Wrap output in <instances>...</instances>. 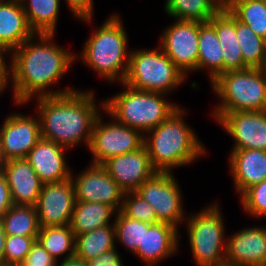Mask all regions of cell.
Masks as SVG:
<instances>
[{"instance_id": "cell-38", "label": "cell", "mask_w": 266, "mask_h": 266, "mask_svg": "<svg viewBox=\"0 0 266 266\" xmlns=\"http://www.w3.org/2000/svg\"><path fill=\"white\" fill-rule=\"evenodd\" d=\"M67 7L76 19L90 23L94 20L93 0H65Z\"/></svg>"}, {"instance_id": "cell-46", "label": "cell", "mask_w": 266, "mask_h": 266, "mask_svg": "<svg viewBox=\"0 0 266 266\" xmlns=\"http://www.w3.org/2000/svg\"><path fill=\"white\" fill-rule=\"evenodd\" d=\"M14 266H26V265L24 263H20V264L14 265Z\"/></svg>"}, {"instance_id": "cell-5", "label": "cell", "mask_w": 266, "mask_h": 266, "mask_svg": "<svg viewBox=\"0 0 266 266\" xmlns=\"http://www.w3.org/2000/svg\"><path fill=\"white\" fill-rule=\"evenodd\" d=\"M121 85L125 89L104 99L100 107L108 117L139 130L143 135L179 108V105L165 99L167 94L137 90L124 83Z\"/></svg>"}, {"instance_id": "cell-2", "label": "cell", "mask_w": 266, "mask_h": 266, "mask_svg": "<svg viewBox=\"0 0 266 266\" xmlns=\"http://www.w3.org/2000/svg\"><path fill=\"white\" fill-rule=\"evenodd\" d=\"M35 98L42 138L69 150L81 143L88 148L95 121L102 113L93 90Z\"/></svg>"}, {"instance_id": "cell-3", "label": "cell", "mask_w": 266, "mask_h": 266, "mask_svg": "<svg viewBox=\"0 0 266 266\" xmlns=\"http://www.w3.org/2000/svg\"><path fill=\"white\" fill-rule=\"evenodd\" d=\"M184 113L180 106L144 135V145L157 172H172L174 168L191 164L207 151L195 130L185 123Z\"/></svg>"}, {"instance_id": "cell-44", "label": "cell", "mask_w": 266, "mask_h": 266, "mask_svg": "<svg viewBox=\"0 0 266 266\" xmlns=\"http://www.w3.org/2000/svg\"><path fill=\"white\" fill-rule=\"evenodd\" d=\"M3 163H4V159L2 158L1 142H0V168L2 167Z\"/></svg>"}, {"instance_id": "cell-7", "label": "cell", "mask_w": 266, "mask_h": 266, "mask_svg": "<svg viewBox=\"0 0 266 266\" xmlns=\"http://www.w3.org/2000/svg\"><path fill=\"white\" fill-rule=\"evenodd\" d=\"M186 76L175 66L161 47L130 51L123 83L141 91L169 95L185 83Z\"/></svg>"}, {"instance_id": "cell-32", "label": "cell", "mask_w": 266, "mask_h": 266, "mask_svg": "<svg viewBox=\"0 0 266 266\" xmlns=\"http://www.w3.org/2000/svg\"><path fill=\"white\" fill-rule=\"evenodd\" d=\"M225 6L239 21L266 40V5L262 0H225Z\"/></svg>"}, {"instance_id": "cell-11", "label": "cell", "mask_w": 266, "mask_h": 266, "mask_svg": "<svg viewBox=\"0 0 266 266\" xmlns=\"http://www.w3.org/2000/svg\"><path fill=\"white\" fill-rule=\"evenodd\" d=\"M160 36L158 46L186 77L197 71L199 21L176 20Z\"/></svg>"}, {"instance_id": "cell-12", "label": "cell", "mask_w": 266, "mask_h": 266, "mask_svg": "<svg viewBox=\"0 0 266 266\" xmlns=\"http://www.w3.org/2000/svg\"><path fill=\"white\" fill-rule=\"evenodd\" d=\"M77 176V177H76ZM76 201L100 202L121 210L125 192L102 165L90 164L78 175L71 172Z\"/></svg>"}, {"instance_id": "cell-29", "label": "cell", "mask_w": 266, "mask_h": 266, "mask_svg": "<svg viewBox=\"0 0 266 266\" xmlns=\"http://www.w3.org/2000/svg\"><path fill=\"white\" fill-rule=\"evenodd\" d=\"M37 241L56 261L63 255L62 260L75 257L76 237L70 225L40 228Z\"/></svg>"}, {"instance_id": "cell-33", "label": "cell", "mask_w": 266, "mask_h": 266, "mask_svg": "<svg viewBox=\"0 0 266 266\" xmlns=\"http://www.w3.org/2000/svg\"><path fill=\"white\" fill-rule=\"evenodd\" d=\"M113 223L117 243H121L131 253H135L139 244H142L144 228H149L150 224L130 219L120 210L116 212Z\"/></svg>"}, {"instance_id": "cell-13", "label": "cell", "mask_w": 266, "mask_h": 266, "mask_svg": "<svg viewBox=\"0 0 266 266\" xmlns=\"http://www.w3.org/2000/svg\"><path fill=\"white\" fill-rule=\"evenodd\" d=\"M42 138L38 116H25L22 113H12L3 121L0 127V142L2 158L26 159L28 153Z\"/></svg>"}, {"instance_id": "cell-4", "label": "cell", "mask_w": 266, "mask_h": 266, "mask_svg": "<svg viewBox=\"0 0 266 266\" xmlns=\"http://www.w3.org/2000/svg\"><path fill=\"white\" fill-rule=\"evenodd\" d=\"M128 36L122 20L115 12L104 21L83 44L81 62L108 83L124 81L128 70L130 51Z\"/></svg>"}, {"instance_id": "cell-27", "label": "cell", "mask_w": 266, "mask_h": 266, "mask_svg": "<svg viewBox=\"0 0 266 266\" xmlns=\"http://www.w3.org/2000/svg\"><path fill=\"white\" fill-rule=\"evenodd\" d=\"M225 0H166L164 11L175 20L208 22Z\"/></svg>"}, {"instance_id": "cell-40", "label": "cell", "mask_w": 266, "mask_h": 266, "mask_svg": "<svg viewBox=\"0 0 266 266\" xmlns=\"http://www.w3.org/2000/svg\"><path fill=\"white\" fill-rule=\"evenodd\" d=\"M13 205L10 188L4 174L0 170V220Z\"/></svg>"}, {"instance_id": "cell-22", "label": "cell", "mask_w": 266, "mask_h": 266, "mask_svg": "<svg viewBox=\"0 0 266 266\" xmlns=\"http://www.w3.org/2000/svg\"><path fill=\"white\" fill-rule=\"evenodd\" d=\"M34 34L21 2L0 0V48L10 54Z\"/></svg>"}, {"instance_id": "cell-42", "label": "cell", "mask_w": 266, "mask_h": 266, "mask_svg": "<svg viewBox=\"0 0 266 266\" xmlns=\"http://www.w3.org/2000/svg\"><path fill=\"white\" fill-rule=\"evenodd\" d=\"M6 233L3 227V223L0 220V266H4V250H5V240Z\"/></svg>"}, {"instance_id": "cell-14", "label": "cell", "mask_w": 266, "mask_h": 266, "mask_svg": "<svg viewBox=\"0 0 266 266\" xmlns=\"http://www.w3.org/2000/svg\"><path fill=\"white\" fill-rule=\"evenodd\" d=\"M75 204L76 196L71 178L43 184L36 204L40 228L70 225Z\"/></svg>"}, {"instance_id": "cell-19", "label": "cell", "mask_w": 266, "mask_h": 266, "mask_svg": "<svg viewBox=\"0 0 266 266\" xmlns=\"http://www.w3.org/2000/svg\"><path fill=\"white\" fill-rule=\"evenodd\" d=\"M14 205L36 206L43 183L26 159L5 161L0 168Z\"/></svg>"}, {"instance_id": "cell-35", "label": "cell", "mask_w": 266, "mask_h": 266, "mask_svg": "<svg viewBox=\"0 0 266 266\" xmlns=\"http://www.w3.org/2000/svg\"><path fill=\"white\" fill-rule=\"evenodd\" d=\"M37 237L7 235L4 250V266H14L25 261Z\"/></svg>"}, {"instance_id": "cell-6", "label": "cell", "mask_w": 266, "mask_h": 266, "mask_svg": "<svg viewBox=\"0 0 266 266\" xmlns=\"http://www.w3.org/2000/svg\"><path fill=\"white\" fill-rule=\"evenodd\" d=\"M211 87L219 98L212 116L217 122L225 113L266 111V68H245L220 74Z\"/></svg>"}, {"instance_id": "cell-43", "label": "cell", "mask_w": 266, "mask_h": 266, "mask_svg": "<svg viewBox=\"0 0 266 266\" xmlns=\"http://www.w3.org/2000/svg\"><path fill=\"white\" fill-rule=\"evenodd\" d=\"M57 266H87V263L74 257L62 261L60 260V262L57 263Z\"/></svg>"}, {"instance_id": "cell-16", "label": "cell", "mask_w": 266, "mask_h": 266, "mask_svg": "<svg viewBox=\"0 0 266 266\" xmlns=\"http://www.w3.org/2000/svg\"><path fill=\"white\" fill-rule=\"evenodd\" d=\"M102 166L125 193L135 192L157 173L145 145L136 151L112 157Z\"/></svg>"}, {"instance_id": "cell-45", "label": "cell", "mask_w": 266, "mask_h": 266, "mask_svg": "<svg viewBox=\"0 0 266 266\" xmlns=\"http://www.w3.org/2000/svg\"><path fill=\"white\" fill-rule=\"evenodd\" d=\"M2 1H16V2H21L22 0H2Z\"/></svg>"}, {"instance_id": "cell-20", "label": "cell", "mask_w": 266, "mask_h": 266, "mask_svg": "<svg viewBox=\"0 0 266 266\" xmlns=\"http://www.w3.org/2000/svg\"><path fill=\"white\" fill-rule=\"evenodd\" d=\"M179 230L171 224L158 222L144 228V238L134 253L148 266H154L175 255L179 249Z\"/></svg>"}, {"instance_id": "cell-30", "label": "cell", "mask_w": 266, "mask_h": 266, "mask_svg": "<svg viewBox=\"0 0 266 266\" xmlns=\"http://www.w3.org/2000/svg\"><path fill=\"white\" fill-rule=\"evenodd\" d=\"M6 235L37 237L40 226L36 206L13 205L2 217Z\"/></svg>"}, {"instance_id": "cell-24", "label": "cell", "mask_w": 266, "mask_h": 266, "mask_svg": "<svg viewBox=\"0 0 266 266\" xmlns=\"http://www.w3.org/2000/svg\"><path fill=\"white\" fill-rule=\"evenodd\" d=\"M197 70L208 69L210 84L223 73V56L218 36L209 22H199Z\"/></svg>"}, {"instance_id": "cell-39", "label": "cell", "mask_w": 266, "mask_h": 266, "mask_svg": "<svg viewBox=\"0 0 266 266\" xmlns=\"http://www.w3.org/2000/svg\"><path fill=\"white\" fill-rule=\"evenodd\" d=\"M87 266H124L121 255L114 247L105 251L100 256L86 262Z\"/></svg>"}, {"instance_id": "cell-25", "label": "cell", "mask_w": 266, "mask_h": 266, "mask_svg": "<svg viewBox=\"0 0 266 266\" xmlns=\"http://www.w3.org/2000/svg\"><path fill=\"white\" fill-rule=\"evenodd\" d=\"M114 215L116 211L107 204L76 201L70 227L76 237L106 225H114L111 223Z\"/></svg>"}, {"instance_id": "cell-41", "label": "cell", "mask_w": 266, "mask_h": 266, "mask_svg": "<svg viewBox=\"0 0 266 266\" xmlns=\"http://www.w3.org/2000/svg\"><path fill=\"white\" fill-rule=\"evenodd\" d=\"M7 54V55H6ZM8 56V53L0 48V95L8 87L9 84V61H6L5 58ZM6 61V62H5ZM8 62V64H6Z\"/></svg>"}, {"instance_id": "cell-36", "label": "cell", "mask_w": 266, "mask_h": 266, "mask_svg": "<svg viewBox=\"0 0 266 266\" xmlns=\"http://www.w3.org/2000/svg\"><path fill=\"white\" fill-rule=\"evenodd\" d=\"M240 203L249 216L259 220L266 216V179L248 188L241 196Z\"/></svg>"}, {"instance_id": "cell-17", "label": "cell", "mask_w": 266, "mask_h": 266, "mask_svg": "<svg viewBox=\"0 0 266 266\" xmlns=\"http://www.w3.org/2000/svg\"><path fill=\"white\" fill-rule=\"evenodd\" d=\"M225 264L266 266V227H245L228 236Z\"/></svg>"}, {"instance_id": "cell-31", "label": "cell", "mask_w": 266, "mask_h": 266, "mask_svg": "<svg viewBox=\"0 0 266 266\" xmlns=\"http://www.w3.org/2000/svg\"><path fill=\"white\" fill-rule=\"evenodd\" d=\"M236 37L243 63L248 68H266V40L236 18Z\"/></svg>"}, {"instance_id": "cell-34", "label": "cell", "mask_w": 266, "mask_h": 266, "mask_svg": "<svg viewBox=\"0 0 266 266\" xmlns=\"http://www.w3.org/2000/svg\"><path fill=\"white\" fill-rule=\"evenodd\" d=\"M120 211L125 216L133 220H138L149 224L159 222L152 206L135 192H127L124 194L122 208Z\"/></svg>"}, {"instance_id": "cell-8", "label": "cell", "mask_w": 266, "mask_h": 266, "mask_svg": "<svg viewBox=\"0 0 266 266\" xmlns=\"http://www.w3.org/2000/svg\"><path fill=\"white\" fill-rule=\"evenodd\" d=\"M184 222L197 266L225 265L227 235L218 203L214 202L196 214H189Z\"/></svg>"}, {"instance_id": "cell-1", "label": "cell", "mask_w": 266, "mask_h": 266, "mask_svg": "<svg viewBox=\"0 0 266 266\" xmlns=\"http://www.w3.org/2000/svg\"><path fill=\"white\" fill-rule=\"evenodd\" d=\"M53 41L54 34H34L10 53L9 81L17 106L29 103L35 96L60 95L76 90L73 86L59 90L49 88L63 78L76 59L75 53Z\"/></svg>"}, {"instance_id": "cell-10", "label": "cell", "mask_w": 266, "mask_h": 266, "mask_svg": "<svg viewBox=\"0 0 266 266\" xmlns=\"http://www.w3.org/2000/svg\"><path fill=\"white\" fill-rule=\"evenodd\" d=\"M103 112L95 121L88 150L91 164L102 165L108 159L138 150L144 145V135L137 129L127 127L112 118L104 122Z\"/></svg>"}, {"instance_id": "cell-28", "label": "cell", "mask_w": 266, "mask_h": 266, "mask_svg": "<svg viewBox=\"0 0 266 266\" xmlns=\"http://www.w3.org/2000/svg\"><path fill=\"white\" fill-rule=\"evenodd\" d=\"M115 227L106 225L76 236L75 257L87 262L116 247Z\"/></svg>"}, {"instance_id": "cell-23", "label": "cell", "mask_w": 266, "mask_h": 266, "mask_svg": "<svg viewBox=\"0 0 266 266\" xmlns=\"http://www.w3.org/2000/svg\"><path fill=\"white\" fill-rule=\"evenodd\" d=\"M218 36L223 56V73L248 68L243 63L236 37V17L224 5L209 21Z\"/></svg>"}, {"instance_id": "cell-37", "label": "cell", "mask_w": 266, "mask_h": 266, "mask_svg": "<svg viewBox=\"0 0 266 266\" xmlns=\"http://www.w3.org/2000/svg\"><path fill=\"white\" fill-rule=\"evenodd\" d=\"M23 263L26 266H57L58 261L36 240Z\"/></svg>"}, {"instance_id": "cell-15", "label": "cell", "mask_w": 266, "mask_h": 266, "mask_svg": "<svg viewBox=\"0 0 266 266\" xmlns=\"http://www.w3.org/2000/svg\"><path fill=\"white\" fill-rule=\"evenodd\" d=\"M233 137L232 150H266V111L225 113L218 121Z\"/></svg>"}, {"instance_id": "cell-9", "label": "cell", "mask_w": 266, "mask_h": 266, "mask_svg": "<svg viewBox=\"0 0 266 266\" xmlns=\"http://www.w3.org/2000/svg\"><path fill=\"white\" fill-rule=\"evenodd\" d=\"M155 210L159 222L176 227L187 217L182 204V193L173 172H157L135 191Z\"/></svg>"}, {"instance_id": "cell-21", "label": "cell", "mask_w": 266, "mask_h": 266, "mask_svg": "<svg viewBox=\"0 0 266 266\" xmlns=\"http://www.w3.org/2000/svg\"><path fill=\"white\" fill-rule=\"evenodd\" d=\"M229 157L234 189L240 196L266 179V150H233Z\"/></svg>"}, {"instance_id": "cell-18", "label": "cell", "mask_w": 266, "mask_h": 266, "mask_svg": "<svg viewBox=\"0 0 266 266\" xmlns=\"http://www.w3.org/2000/svg\"><path fill=\"white\" fill-rule=\"evenodd\" d=\"M65 150L69 149L41 138L28 153L26 160L43 184L70 179L72 171L66 162Z\"/></svg>"}, {"instance_id": "cell-26", "label": "cell", "mask_w": 266, "mask_h": 266, "mask_svg": "<svg viewBox=\"0 0 266 266\" xmlns=\"http://www.w3.org/2000/svg\"><path fill=\"white\" fill-rule=\"evenodd\" d=\"M61 0H22L27 22L35 34H54Z\"/></svg>"}]
</instances>
